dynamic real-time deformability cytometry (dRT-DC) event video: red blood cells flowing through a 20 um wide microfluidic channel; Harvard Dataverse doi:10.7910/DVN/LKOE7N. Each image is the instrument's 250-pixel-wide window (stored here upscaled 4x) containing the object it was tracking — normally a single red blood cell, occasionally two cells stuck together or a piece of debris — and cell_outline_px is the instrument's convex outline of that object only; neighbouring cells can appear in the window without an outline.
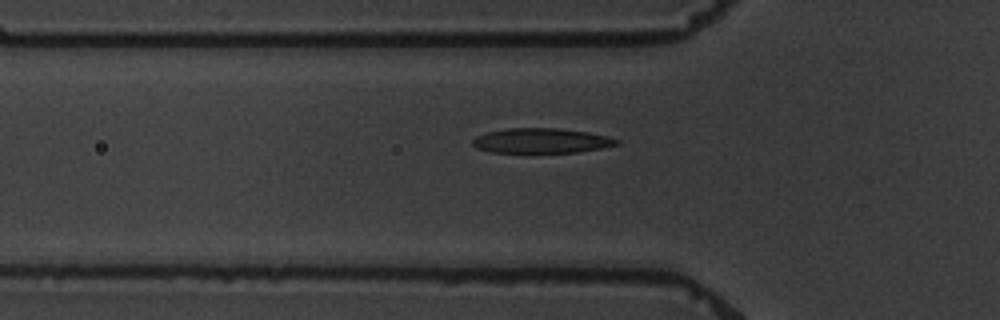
{"species": "common noctule bat (a hibernating species)", "species_latin": "Nyctalus noctula", "temperature_condition": "warm", "stored_images_in_passage": 7, "segment_of_instrument_passage": [2, 2], "camera_frame_rate_fps": 3000, "um_per_image_px": 0.085, "animal": {"sex": "male", "body_mass_g": 19.5, "forearm_length_mm": 54.6}, "frame": {"image": 1, "passage_image": 7, "time_ms": 7.0, "image_size_px": [1000, 320], "cell_outline_px": [[620, 144], [600, 148], [576, 152], [492, 152], [476, 148], [472, 144], [472, 140], [476, 136], [488, 132], [508, 128], [556, 128], [588, 132], [620, 140]], "centroid_in_image_um": [45.99, 11.96], "position_along_channel_um": 79.8, "area_um2": 20.63}}